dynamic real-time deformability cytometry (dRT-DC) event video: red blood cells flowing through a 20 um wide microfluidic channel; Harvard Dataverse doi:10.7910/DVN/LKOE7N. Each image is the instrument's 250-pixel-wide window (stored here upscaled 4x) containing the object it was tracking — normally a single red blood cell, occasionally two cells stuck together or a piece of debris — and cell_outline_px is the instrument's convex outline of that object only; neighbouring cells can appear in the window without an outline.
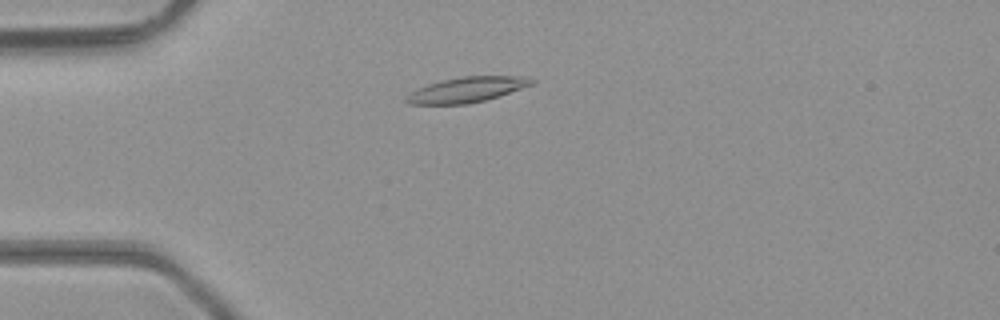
{"species": "common noctule bat (a hibernating species)", "species_latin": "Nyctalus noctula", "temperature_condition": "room temperature", "stored_images_in_passage": 4, "camera_frame_rate_fps": 3000, "um_per_image_px": 0.085, "animal": {"sex": "male", "body_mass_g": 23.1, "forearm_length_mm": 52.7}, "frame": {"image": 1, "passage_image": 3, "time_ms": 0.667, "image_size_px": [1000, 320], "cell_outline_px": [[536, 80], [532, 84], [500, 96], [468, 104], [408, 104], [404, 100], [404, 96], [408, 92], [428, 84], [460, 76], [516, 76]], "centroid_in_image_um": [39.61, 7.63], "position_along_channel_um": 45.4, "area_um2": 18.38}}